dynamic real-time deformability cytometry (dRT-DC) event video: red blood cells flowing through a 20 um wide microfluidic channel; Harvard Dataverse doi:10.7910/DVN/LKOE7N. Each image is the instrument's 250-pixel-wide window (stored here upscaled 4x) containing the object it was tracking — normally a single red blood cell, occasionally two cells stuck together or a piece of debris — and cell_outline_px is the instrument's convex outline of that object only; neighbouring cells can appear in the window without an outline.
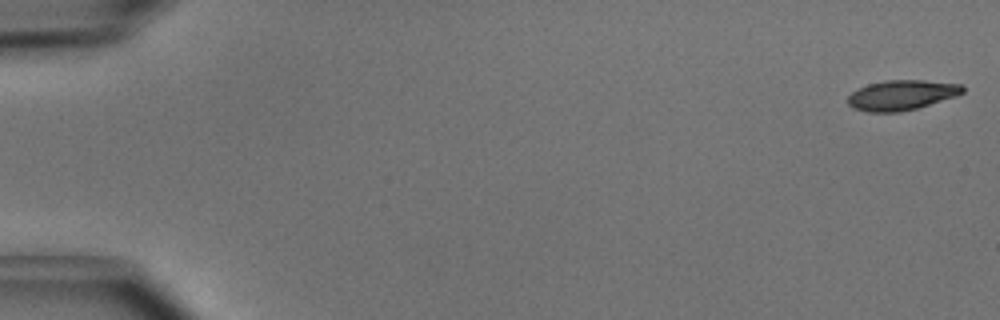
{"species": "common noctule bat (a hibernating species)", "species_latin": "Nyctalus noctula", "temperature_condition": "cold", "stored_images_in_passage": 5, "camera_frame_rate_fps": 3000, "um_per_image_px": 0.085, "animal": {"sex": "male", "body_mass_g": 15.6}, "frame": {"image": 1, "passage_image": 1, "time_ms": 0.0, "image_size_px": [1000, 320], "cell_outline_px": [[964, 92], [956, 96], [916, 108], [900, 112], [868, 112], [852, 108], [848, 104], [848, 96], [856, 88], [868, 84], [884, 80], [924, 80], [960, 84], [964, 88]], "centroid_in_image_um": [76.6, 8.08], "position_along_channel_um": 8.4, "area_um2": 20.11}}
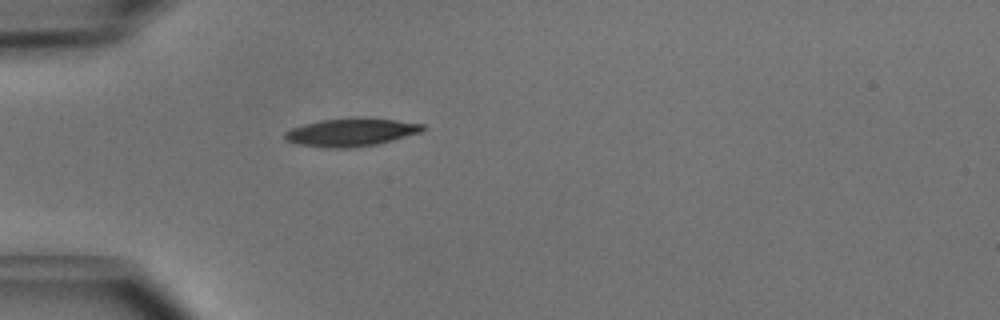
{"frame": {"image": 2, "passage_image": 5, "time_ms": 1.333, "image_size_px": [1000, 320], "cell_outline_px": [[424, 128], [420, 132], [392, 140], [376, 144], [348, 148], [328, 148], [300, 144], [288, 140], [284, 136], [284, 132], [292, 128], [304, 124], [324, 120], [360, 116], [396, 120], [424, 124]], "centroid_in_image_um": [29.86, 11.22], "position_along_channel_um": 55.1, "area_um2": 22.31}}